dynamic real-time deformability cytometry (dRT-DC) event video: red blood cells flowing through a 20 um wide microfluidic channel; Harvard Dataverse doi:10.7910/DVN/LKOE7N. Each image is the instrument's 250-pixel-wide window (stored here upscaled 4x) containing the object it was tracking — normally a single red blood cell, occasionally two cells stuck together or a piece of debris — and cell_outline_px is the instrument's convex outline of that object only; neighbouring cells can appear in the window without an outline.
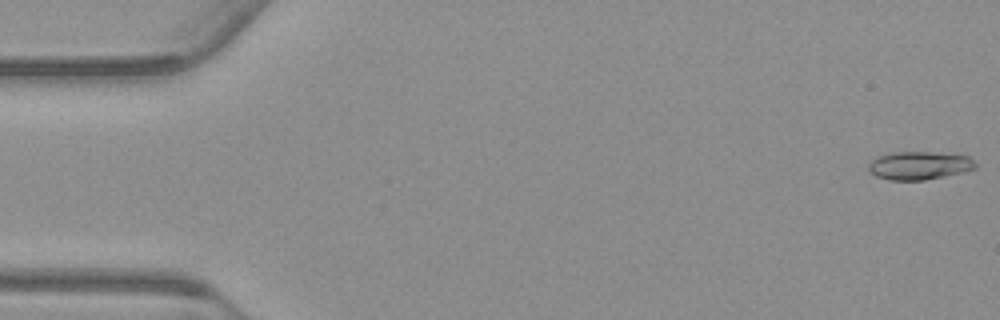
{"species": "common noctule bat (a hibernating species)", "species_latin": "Nyctalus noctula", "temperature_condition": "warm", "stored_images_in_passage": 55, "camera_frame_rate_fps": 3000, "um_per_image_px": 0.085, "animal": {"sex": "male", "body_mass_g": 23.1, "forearm_length_mm": 52.7}, "frame": {"image": 1, "passage_image": 1, "time_ms": 0.0, "image_size_px": [1000, 320], "cell_outline_px": [[976, 168], [964, 172], [924, 180], [888, 180], [876, 176], [868, 172], [868, 164], [876, 156], [892, 152], [956, 152], [968, 156], [976, 164]], "centroid_in_image_um": [78.14, 14.05], "position_along_channel_um": 6.9, "area_um2": 17.98}}
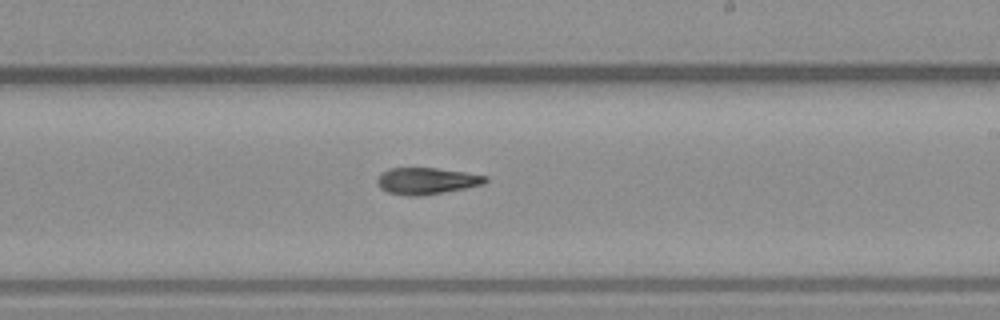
{"frame": {"image": 2, "passage_image": 32, "time_ms": 10.333, "image_size_px": [1000, 320], "cell_outline_px": [[488, 180], [484, 184], [464, 188], [420, 196], [408, 196], [388, 192], [380, 188], [376, 180], [388, 168], [436, 168], [464, 172], [488, 176]], "centroid_in_image_um": [36.27, 15.37], "position_along_channel_um": 252.7, "area_um2": 16.59}}
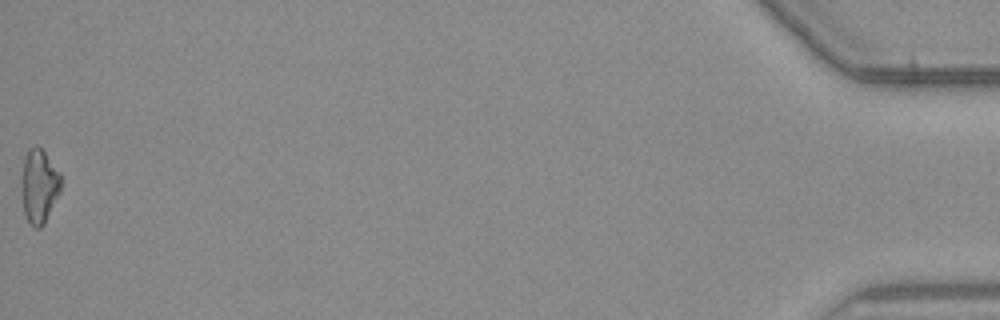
{"frame": {"image": 3, "passage_image": 55, "time_ms": 18.0, "image_size_px": [1000, 320], "cell_outline_px": [[60, 192], [44, 224], [40, 228], [32, 228], [24, 212], [24, 156], [28, 148], [36, 144], [44, 152], [60, 172]], "centroid_in_image_um": [3.36, 15.81], "position_along_channel_um": 431.8, "area_um2": 16.36}, "authors_computed_cell_mechanics": {"area_um2": 16.8198, "velocity_mm_per_s": 3.7725, "shape_relaxation_time_tau1_ms": null, "shape_relaxation_time_tau2_ms": 9.0867, "deformation_change_tau1": null, "deformation_change_tau2": 0.1839}}